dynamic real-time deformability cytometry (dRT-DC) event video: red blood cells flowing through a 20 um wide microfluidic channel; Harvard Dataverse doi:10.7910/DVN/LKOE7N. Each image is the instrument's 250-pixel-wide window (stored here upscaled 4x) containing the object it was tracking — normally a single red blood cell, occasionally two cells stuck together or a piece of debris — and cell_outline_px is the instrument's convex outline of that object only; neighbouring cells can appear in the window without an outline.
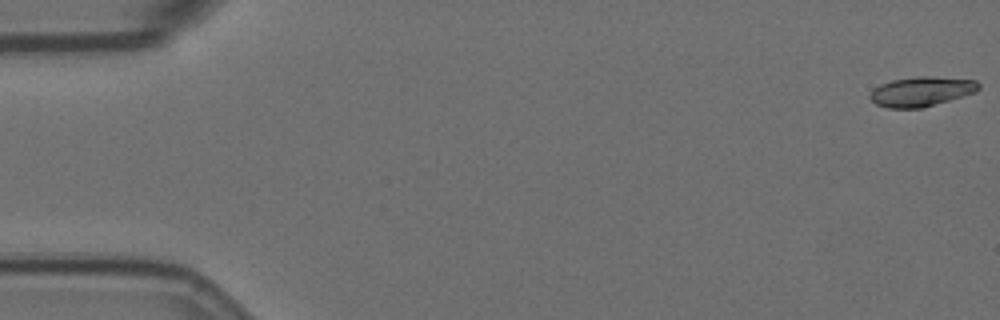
{"species": "Egyptian fruit bat (a non-hibernating species)", "species_latin": "Rousettus aegyptiacus", "temperature_condition": "room temperature", "stored_images_in_passage": 58, "camera_frame_rate_fps": 3000, "um_per_image_px": 0.085, "animal": {"sex": "female"}, "frame": {"image": 1, "passage_image": 1, "time_ms": 0.0, "image_size_px": [1000, 320], "cell_outline_px": [[980, 88], [976, 92], [924, 108], [888, 108], [876, 104], [868, 96], [880, 84], [892, 80], [916, 76], [932, 76], [976, 80], [980, 84]], "centroid_in_image_um": [78.34, 7.78], "position_along_channel_um": 6.7, "area_um2": 18.84}}
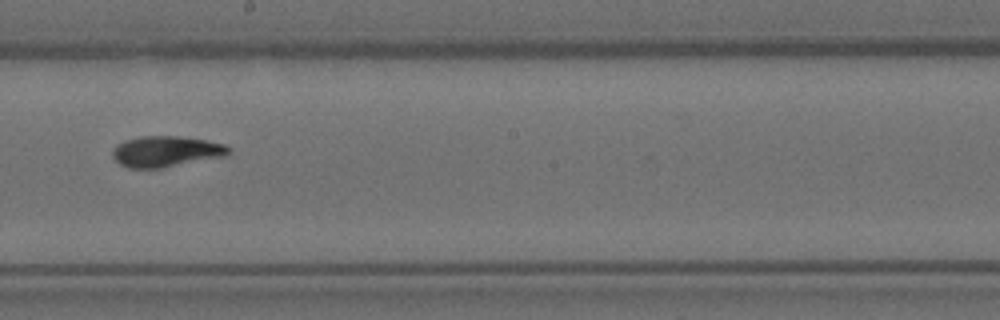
{"frame": {"image": 2, "passage_image": 33, "time_ms": 10.667, "image_size_px": [1000, 320], "cell_outline_px": [[232, 152], [224, 156], [164, 168], [128, 168], [120, 164], [112, 156], [112, 152], [116, 144], [140, 136], [176, 136], [204, 140], [224, 144], [232, 148]], "centroid_in_image_um": [14.12, 12.88], "position_along_channel_um": 234.1, "area_um2": 20.87}}
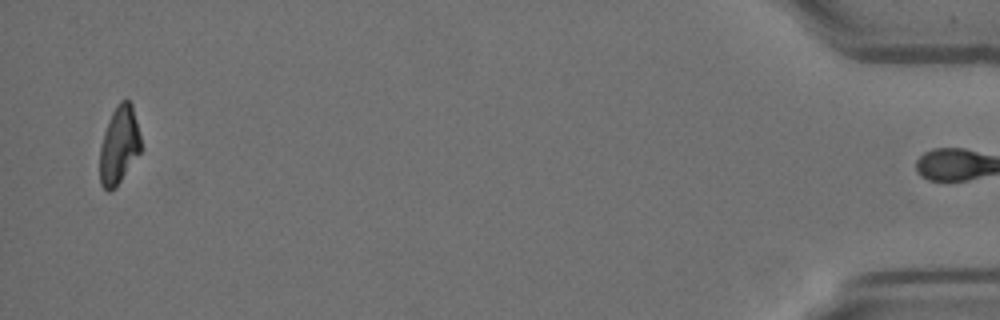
{"frame": {"image": 3, "passage_image": 57, "time_ms": 18.667, "image_size_px": [1000, 320], "cell_outline_px": [[140, 152], [120, 180], [108, 192], [100, 184], [100, 148], [104, 132], [108, 120], [116, 104], [120, 100], [128, 100], [132, 104], [140, 136]], "centroid_in_image_um": [10.1, 12.29], "position_along_channel_um": 425.1, "area_um2": 18.21}, "authors_computed_cell_mechanics": {"area_um2": 19.8254, "velocity_mm_per_s": 3.4997, "shape_relaxation_time_tau1_ms": 8.7306, "shape_relaxation_time_tau2_ms": 5.764, "deformation_change_tau1": 0.2088, "deformation_change_tau2": 0.0839}}